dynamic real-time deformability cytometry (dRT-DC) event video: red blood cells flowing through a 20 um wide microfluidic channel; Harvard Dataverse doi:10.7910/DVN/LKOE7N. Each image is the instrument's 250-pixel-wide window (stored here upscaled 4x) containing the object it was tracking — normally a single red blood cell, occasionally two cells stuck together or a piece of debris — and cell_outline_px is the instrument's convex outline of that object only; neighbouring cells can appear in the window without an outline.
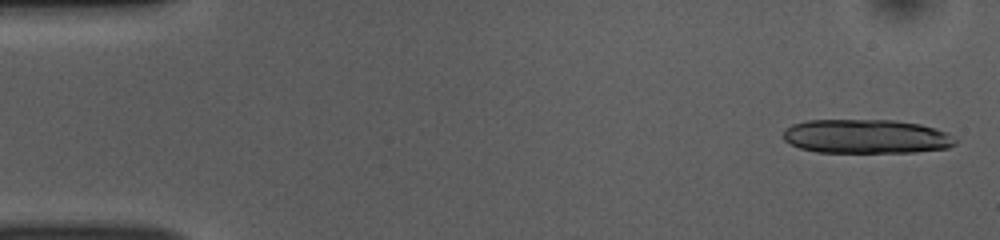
{"species": "common noctule bat (a hibernating species)", "species_latin": "Nyctalus noctula", "temperature_condition": "room temperature", "stored_images_in_passage": 51, "camera_frame_rate_fps": 3000, "um_per_image_px": 0.085, "animal": {"sex": "female", "body_mass_g": 10.0, "forearm_length_mm": 53.1}, "frame": {"image": 1, "passage_image": 2, "time_ms": 0.333, "image_size_px": [1000, 240], "cell_outline_px": [[960, 140], [956, 144], [948, 148], [916, 152], [816, 152], [800, 148], [784, 140], [784, 128], [792, 124], [808, 120], [896, 120], [920, 124], [936, 128], [948, 132]], "centroid_in_image_um": [73.69, 11.59], "position_along_channel_um": 11.3, "area_um2": 34.56}}
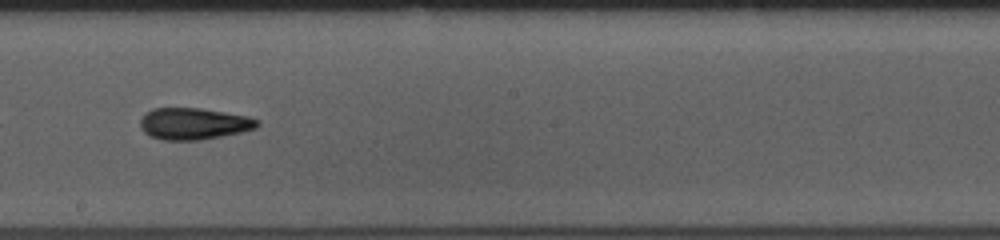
{"frame": {"image": 2, "passage_image": 29, "time_ms": 9.333, "image_size_px": [1000, 240], "cell_outline_px": [[260, 124], [256, 128], [240, 132], [200, 140], [164, 140], [152, 136], [144, 132], [140, 128], [140, 120], [144, 112], [152, 108], [200, 108], [248, 116], [260, 120]], "centroid_in_image_um": [16.45, 10.5], "position_along_channel_um": 231.7, "area_um2": 21.62}}
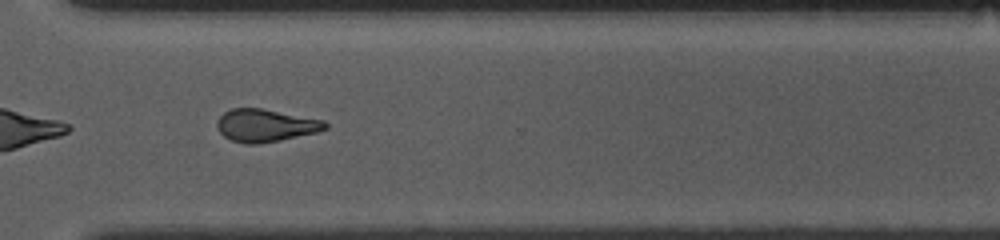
{"frame": {"image": 3, "passage_image": 38, "time_ms": 12.333, "image_size_px": [1000, 240], "cell_outline_px": [[328, 128], [316, 132], [280, 140], [256, 144], [244, 144], [232, 140], [224, 136], [220, 132], [216, 124], [220, 116], [224, 112], [232, 108], [260, 108], [324, 120], [328, 124]], "centroid_in_image_um": [22.56, 10.66], "position_along_channel_um": 348.0, "area_um2": 20.4}, "authors_computed_cell_mechanics": {"area_um2": 21.386, "velocity_mm_per_s": 3.8882, "shape_relaxation_time_tau1_ms": 4.601, "shape_relaxation_time_tau2_ms": 3.6006, "deformation_change_tau1": 0.1716, "deformation_change_tau2": 0.144}}